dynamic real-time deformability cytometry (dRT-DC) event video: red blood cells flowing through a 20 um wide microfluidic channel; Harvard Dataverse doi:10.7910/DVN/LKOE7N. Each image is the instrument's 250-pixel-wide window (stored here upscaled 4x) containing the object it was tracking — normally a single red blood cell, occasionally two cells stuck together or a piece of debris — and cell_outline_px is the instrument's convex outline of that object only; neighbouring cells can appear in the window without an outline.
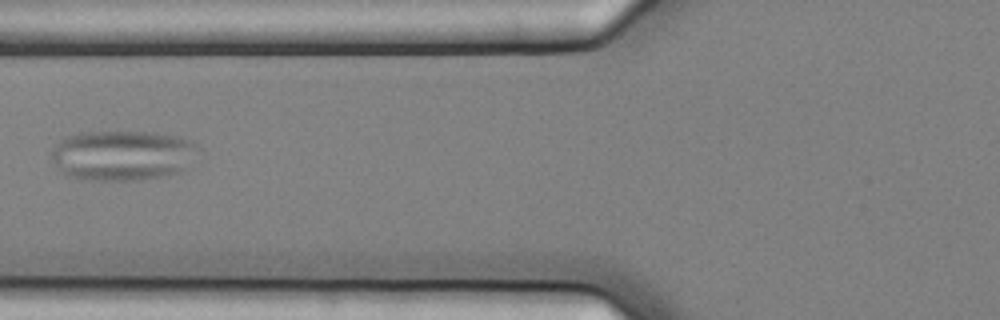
{"species": "common noctule bat (a hibernating species)", "species_latin": "Nyctalus noctula", "temperature_condition": "cold", "stored_images_in_passage": 8, "camera_frame_rate_fps": 3000, "um_per_image_px": 0.085, "animal": {"sex": "female", "body_mass_g": 25.1}, "frame": {"image": 1, "passage_image": 8, "time_ms": 2.333, "image_size_px": [1000, 320], "cell_outline_px": [[204, 152], [180, 172], [140, 180], [96, 180], [64, 176], [60, 172], [52, 160], [52, 148], [64, 136], [80, 132], [156, 132], [180, 136], [200, 144]], "centroid_in_image_um": [10.48, 13.19], "position_along_channel_um": 115.3, "area_um2": 43.93}}